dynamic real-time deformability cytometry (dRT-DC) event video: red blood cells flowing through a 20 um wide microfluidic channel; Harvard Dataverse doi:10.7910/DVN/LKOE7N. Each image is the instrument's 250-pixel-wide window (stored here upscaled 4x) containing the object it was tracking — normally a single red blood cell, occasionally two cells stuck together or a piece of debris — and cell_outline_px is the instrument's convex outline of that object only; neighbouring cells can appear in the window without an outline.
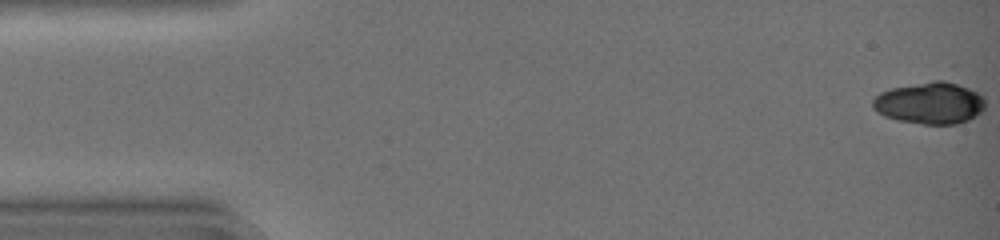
{"species": "common noctule bat (a hibernating species)", "species_latin": "Nyctalus noctula", "temperature_condition": "warm", "stored_images_in_passage": 32, "camera_frame_rate_fps": 3000, "um_per_image_px": 0.085, "animal": {"sex": "female", "body_mass_g": 19.0, "forearm_length_mm": 51.5}, "frame": {"image": 1, "passage_image": 1, "time_ms": 0.0, "image_size_px": [1000, 240], "cell_outline_px": [[984, 108], [976, 116], [968, 120], [956, 124], [924, 124], [896, 120], [884, 116], [876, 112], [872, 108], [872, 100], [880, 92], [892, 88], [936, 80], [944, 80], [968, 88], [984, 96]], "centroid_in_image_um": [79.01, 8.77], "position_along_channel_um": 6.0, "area_um2": 27.34}}
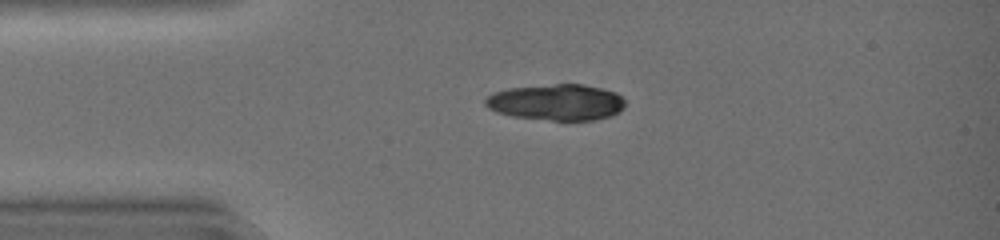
{"frame": {"image": 2, "passage_image": 11, "time_ms": 3.333, "image_size_px": [1000, 240], "cell_outline_px": [[624, 108], [620, 112], [612, 116], [596, 120], [552, 120], [512, 116], [496, 112], [488, 108], [484, 104], [484, 100], [492, 92], [508, 88], [556, 84], [584, 84], [616, 92], [624, 100]], "centroid_in_image_um": [47.3, 8.69], "position_along_channel_um": 37.7, "area_um2": 29.59}}
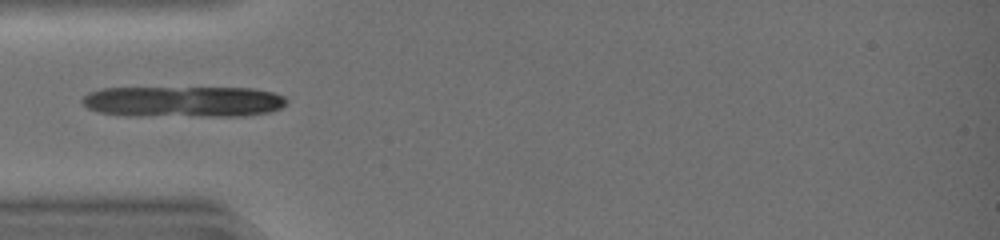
{"frame": {"image": 3, "passage_image": 15, "time_ms": 4.667, "image_size_px": [1000, 240], "cell_outline_px": [[288, 100], [280, 108], [268, 112], [244, 116], [124, 116], [100, 112], [88, 108], [80, 100], [88, 92], [100, 88], [252, 88], [272, 92], [284, 96]], "centroid_in_image_um": [15.55, 8.64], "position_along_channel_um": 69.5, "area_um2": 37.22}}